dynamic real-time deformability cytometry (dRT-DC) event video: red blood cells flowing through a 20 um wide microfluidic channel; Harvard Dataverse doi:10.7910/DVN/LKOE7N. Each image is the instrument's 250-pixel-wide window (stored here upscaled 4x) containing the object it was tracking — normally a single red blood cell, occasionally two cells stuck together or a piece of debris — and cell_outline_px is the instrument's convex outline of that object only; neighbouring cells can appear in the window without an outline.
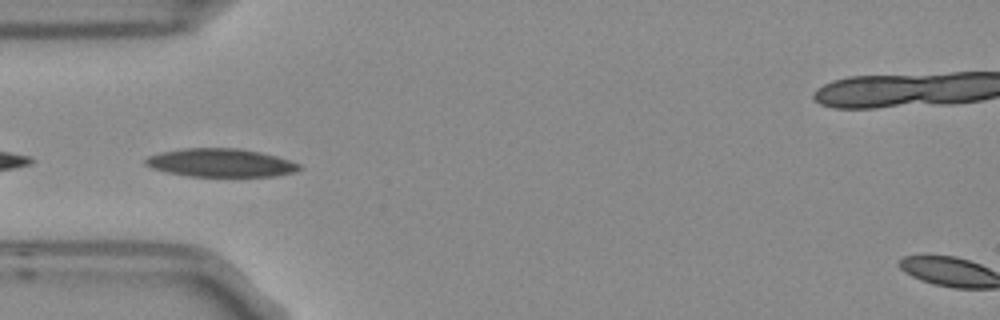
{"species": "Egyptian fruit bat (a non-hibernating species)", "species_latin": "Rousettus aegyptiacus", "temperature_condition": "room temperature", "stored_images_in_passage": 7, "camera_frame_rate_fps": 3000, "um_per_image_px": 0.085, "frame": {"image": 1, "passage_image": 5, "time_ms": 1.333, "image_size_px": [1000, 320], "cell_outline_px": [[304, 168], [292, 172], [276, 176], [188, 176], [168, 172], [152, 168], [144, 164], [144, 160], [148, 156], [164, 152], [188, 148], [240, 148], [260, 152], [276, 156], [300, 164]], "centroid_in_image_um": [18.78, 13.84], "position_along_channel_um": 66.2, "area_um2": 25.14}}